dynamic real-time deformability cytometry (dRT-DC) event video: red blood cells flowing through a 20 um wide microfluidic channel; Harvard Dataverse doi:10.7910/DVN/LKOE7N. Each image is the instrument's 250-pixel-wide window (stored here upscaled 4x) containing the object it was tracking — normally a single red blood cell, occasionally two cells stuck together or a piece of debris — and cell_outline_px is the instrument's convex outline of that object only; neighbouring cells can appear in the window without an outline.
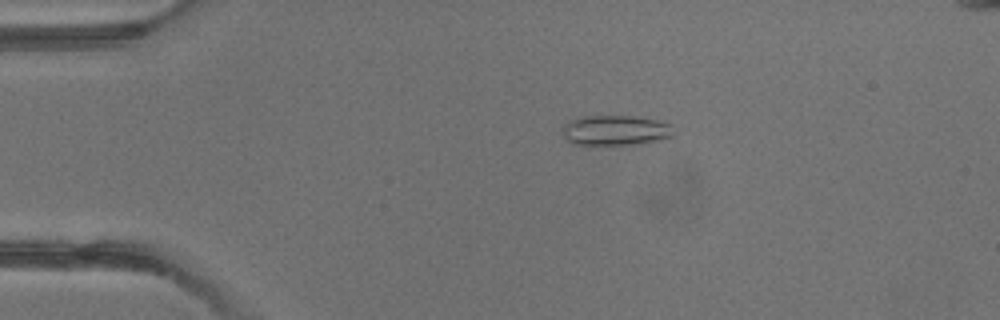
{"species": "common noctule bat (a hibernating species)", "species_latin": "Nyctalus noctula", "temperature_condition": "warm", "stored_images_in_passage": 4, "camera_frame_rate_fps": 3000, "um_per_image_px": 0.085, "animal": {"sex": "male", "body_mass_g": 13.3}, "frame": {"image": 1, "passage_image": 3, "time_ms": 2.333, "image_size_px": [1000, 320], "cell_outline_px": [[676, 136], [660, 140], [636, 144], [572, 144], [564, 136], [564, 124], [568, 120], [576, 116], [636, 116], [656, 120], [672, 124]], "centroid_in_image_um": [52.36, 11.06], "position_along_channel_um": 32.6, "area_um2": 19.71}}